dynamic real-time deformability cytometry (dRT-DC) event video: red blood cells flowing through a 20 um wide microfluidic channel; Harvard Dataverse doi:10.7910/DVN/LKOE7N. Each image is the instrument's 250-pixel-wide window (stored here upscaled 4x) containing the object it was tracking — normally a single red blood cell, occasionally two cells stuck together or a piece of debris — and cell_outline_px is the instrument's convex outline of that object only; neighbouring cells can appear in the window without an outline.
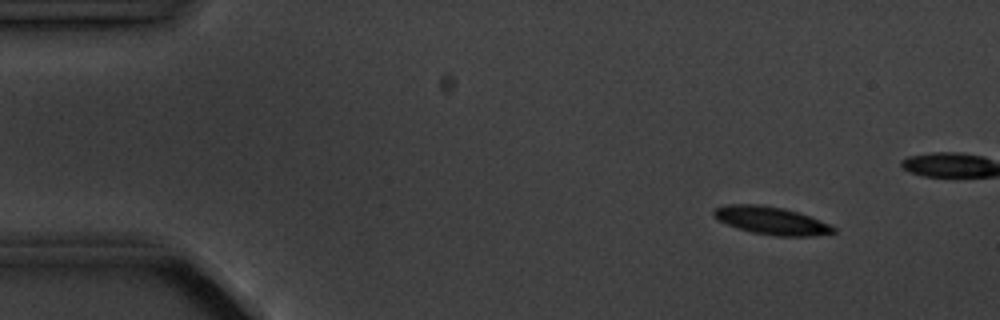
{"species": "common noctule bat (a hibernating species)", "species_latin": "Nyctalus noctula", "temperature_condition": "cold", "stored_images_in_passage": 5, "camera_frame_rate_fps": 3000, "um_per_image_px": 0.085, "animal": {"sex": "male", "body_mass_g": 20.1, "forearm_length_mm": 53.5}, "frame": {"image": 1, "passage_image": 2, "time_ms": 1.333, "image_size_px": [1000, 320], "cell_outline_px": [[836, 232], [812, 236], [776, 236], [752, 232], [736, 228], [712, 216], [712, 212], [716, 208], [728, 204], [760, 204], [784, 208], [820, 220], [836, 228]], "centroid_in_image_um": [65.54, 18.75], "position_along_channel_um": 19.5, "area_um2": 19.25}}